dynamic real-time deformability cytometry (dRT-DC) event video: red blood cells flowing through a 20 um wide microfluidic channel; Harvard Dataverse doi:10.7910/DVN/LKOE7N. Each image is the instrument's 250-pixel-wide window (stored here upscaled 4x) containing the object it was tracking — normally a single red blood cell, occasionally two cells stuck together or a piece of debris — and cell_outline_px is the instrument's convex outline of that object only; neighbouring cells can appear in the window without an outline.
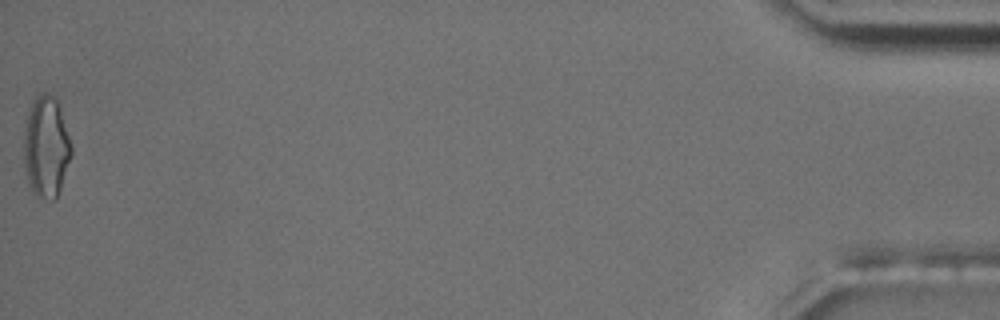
{"species": "common noctule bat (a hibernating species)", "species_latin": "Nyctalus noctula", "temperature_condition": "room temperature", "stored_images_in_passage": 55, "camera_frame_rate_fps": 3000, "um_per_image_px": 0.085, "animal": {"sex": "male", "body_mass_g": 17.5, "forearm_length_mm": 52.3}, "frame": {"image": 1, "passage_image": 55, "time_ms": 18.0, "image_size_px": [1000, 320], "cell_outline_px": [[72, 152], [56, 200], [52, 200], [36, 196], [28, 180], [24, 164], [24, 128], [28, 112], [36, 96], [44, 92], [48, 92], [56, 100], [72, 148]], "centroid_in_image_um": [3.9, 12.5], "position_along_channel_um": 431.3, "area_um2": 27.4}, "authors_computed_cell_mechanics": {"area_um2": 21.675, "velocity_mm_per_s": 3.6362, "shape_relaxation_time_tau1_ms": null, "shape_relaxation_time_tau2_ms": 1.8337, "deformation_change_tau1": null, "deformation_change_tau2": 0.0838}}